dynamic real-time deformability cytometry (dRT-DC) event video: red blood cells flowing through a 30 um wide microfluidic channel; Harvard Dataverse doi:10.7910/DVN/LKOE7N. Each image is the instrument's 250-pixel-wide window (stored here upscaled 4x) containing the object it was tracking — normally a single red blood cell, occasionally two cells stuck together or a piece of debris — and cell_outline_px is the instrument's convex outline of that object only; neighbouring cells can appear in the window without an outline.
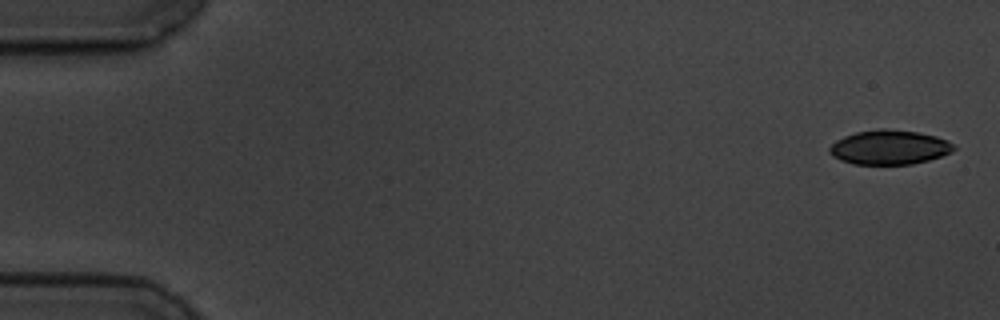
{"species": "common noctule bat (a hibernating species)", "species_latin": "Nyctalus noctula", "temperature_condition": "cold", "stored_images_in_passage": 57, "camera_frame_rate_fps": 3000, "um_per_image_px": 0.085, "animal": {"sex": "male", "body_mass_g": 19.5, "forearm_length_mm": 54.6}, "frame": {"image": 1, "passage_image": 1, "time_ms": 0.0, "image_size_px": [1000, 320], "cell_outline_px": [[956, 148], [952, 152], [928, 160], [912, 164], [852, 164], [840, 160], [832, 156], [828, 152], [828, 148], [836, 140], [844, 136], [856, 132], [880, 128], [888, 128], [916, 132], [936, 136], [948, 140]], "centroid_in_image_um": [75.57, 12.52], "position_along_channel_um": 9.4, "area_um2": 25.03}}
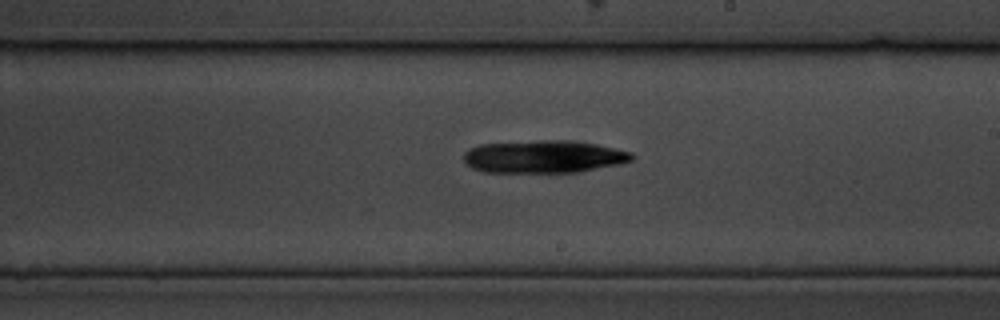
{"frame": {"image": 2, "passage_image": 33, "time_ms": 10.667, "image_size_px": [1000, 320], "cell_outline_px": [[636, 156], [632, 160], [620, 164], [580, 172], [484, 172], [472, 168], [464, 164], [464, 152], [468, 148], [480, 144], [540, 140], [568, 140], [596, 144], [632, 152]], "centroid_in_image_um": [46.21, 13.32], "position_along_channel_um": 242.8, "area_um2": 32.25}}
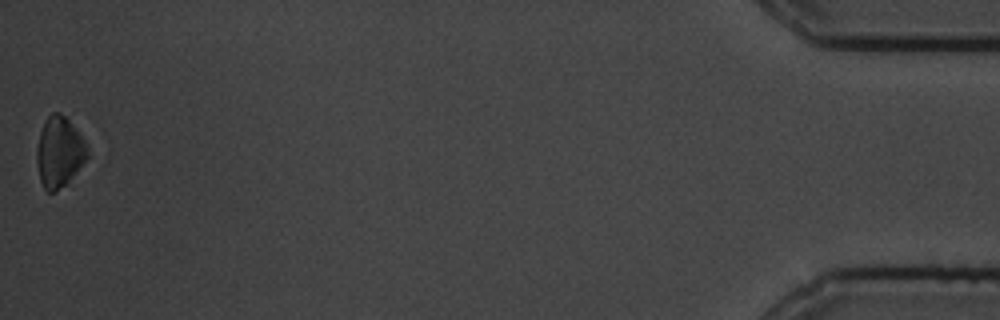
{"frame": {"image": 3, "passage_image": 57, "time_ms": 18.667, "image_size_px": [1000, 320], "cell_outline_px": [[88, 156], [72, 176], [56, 192], [48, 192], [44, 188], [40, 180], [36, 160], [36, 148], [40, 132], [48, 116], [52, 112], [60, 112], [80, 132], [88, 148]], "centroid_in_image_um": [5.02, 12.9], "position_along_channel_um": 430.2, "area_um2": 20.58}, "authors_computed_cell_mechanics": {"area_um2": 29.8826, "velocity_mm_per_s": 3.4682, "shape_relaxation_time_tau1_ms": 5.7014, "shape_relaxation_time_tau2_ms": null, "deformation_change_tau1": 0.1187, "deformation_change_tau2": null}}